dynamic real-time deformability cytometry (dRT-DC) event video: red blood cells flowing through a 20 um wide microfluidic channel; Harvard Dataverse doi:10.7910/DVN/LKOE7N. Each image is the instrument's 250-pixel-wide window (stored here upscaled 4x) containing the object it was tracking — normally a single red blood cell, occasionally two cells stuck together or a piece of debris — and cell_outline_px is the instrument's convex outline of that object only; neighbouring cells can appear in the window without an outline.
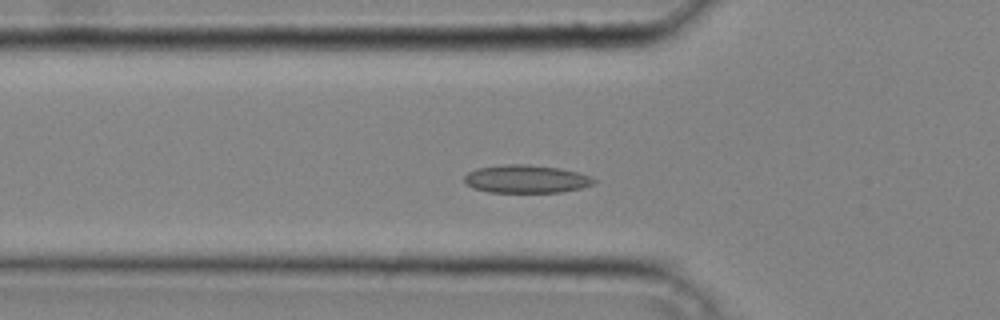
{"species": "common noctule bat (a hibernating species)", "species_latin": "Nyctalus noctula", "temperature_condition": "cold", "stored_images_in_passage": 30, "camera_frame_rate_fps": 3000, "um_per_image_px": 0.085, "animal": {"sex": "male", "body_mass_g": 20.4}, "frame": {"image": 1, "passage_image": 3, "time_ms": 0.667, "image_size_px": [1000, 320], "cell_outline_px": [[596, 180], [592, 184], [580, 188], [560, 192], [488, 192], [472, 188], [464, 184], [464, 176], [468, 172], [476, 168], [504, 164], [528, 164], [560, 168], [592, 176]], "centroid_in_image_um": [44.67, 15.21], "position_along_channel_um": 81.1, "area_um2": 21.27}}
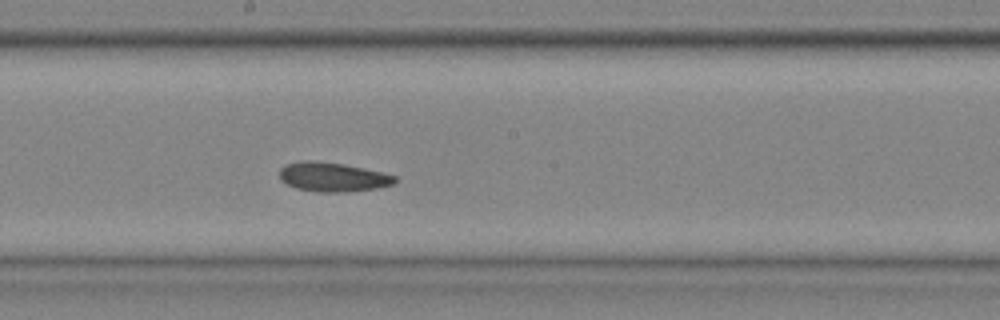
{"frame": {"image": 2, "passage_image": 12, "time_ms": 3.667, "image_size_px": [1000, 320], "cell_outline_px": [[396, 180], [392, 184], [376, 188], [344, 192], [320, 192], [296, 188], [280, 180], [280, 168], [284, 164], [300, 160], [312, 160], [344, 164], [384, 172], [396, 176]], "centroid_in_image_um": [28.25, 15.03], "position_along_channel_um": 219.9, "area_um2": 19.71}}
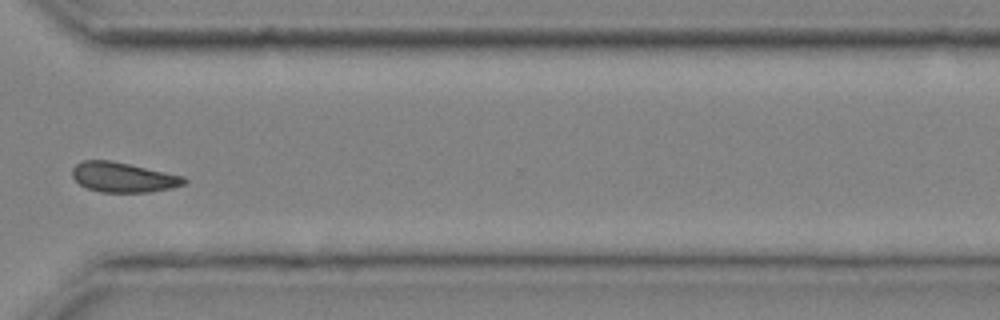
{"frame": {"image": 3, "passage_image": 21, "time_ms": 6.667, "image_size_px": [1000, 320], "cell_outline_px": [[188, 180], [184, 184], [172, 188], [148, 192], [100, 192], [88, 188], [80, 184], [72, 176], [72, 168], [76, 164], [84, 160], [112, 160], [184, 176]], "centroid_in_image_um": [10.48, 15.06], "position_along_channel_um": 360.1, "area_um2": 19.48}}